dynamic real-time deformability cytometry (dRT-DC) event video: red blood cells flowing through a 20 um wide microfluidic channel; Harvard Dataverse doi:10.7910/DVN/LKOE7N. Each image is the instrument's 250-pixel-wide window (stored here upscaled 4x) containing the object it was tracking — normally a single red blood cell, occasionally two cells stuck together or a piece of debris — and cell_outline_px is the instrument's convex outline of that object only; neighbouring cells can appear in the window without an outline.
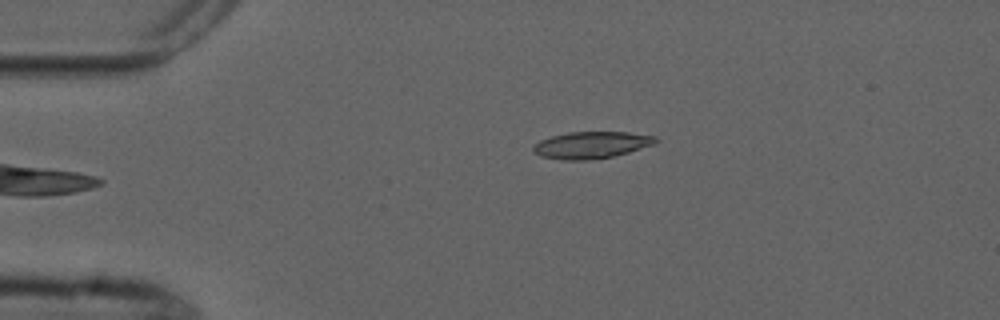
{"species": "common noctule bat (a hibernating species)", "species_latin": "Nyctalus noctula", "temperature_condition": "cold", "stored_images_in_passage": 3, "camera_frame_rate_fps": 3000, "um_per_image_px": 0.085, "animal": {"sex": "male", "forearm_length_mm": 52.5}, "frame": {"image": 1, "passage_image": 3, "time_ms": 3.333, "image_size_px": [1000, 320], "cell_outline_px": [[660, 140], [656, 144], [628, 152], [612, 156], [588, 160], [560, 160], [540, 156], [532, 152], [532, 148], [540, 140], [552, 136], [568, 132], [628, 132], [656, 136]], "centroid_in_image_um": [50.28, 12.32], "position_along_channel_um": 34.7, "area_um2": 19.25}}